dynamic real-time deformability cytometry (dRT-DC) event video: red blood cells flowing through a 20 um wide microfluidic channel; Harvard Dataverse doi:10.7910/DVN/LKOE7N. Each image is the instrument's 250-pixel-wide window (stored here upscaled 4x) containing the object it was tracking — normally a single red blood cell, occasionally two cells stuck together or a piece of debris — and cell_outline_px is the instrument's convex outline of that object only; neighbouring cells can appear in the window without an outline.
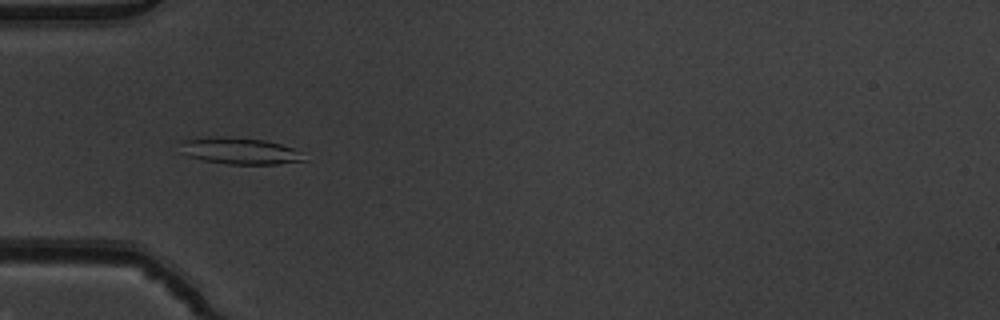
{"species": "common noctule bat (a hibernating species)", "species_latin": "Nyctalus noctula", "temperature_condition": "warm", "stored_images_in_passage": 52, "camera_frame_rate_fps": 3000, "um_per_image_px": 0.085, "animal": {"sex": "male", "body_mass_g": 19.5, "forearm_length_mm": 54.6}, "frame": {"image": 1, "passage_image": 17, "time_ms": 5.333, "image_size_px": [1000, 320], "cell_outline_px": [[308, 160], [276, 164], [228, 164], [200, 160], [188, 156], [180, 152], [184, 140], [208, 136], [228, 136], [264, 140], [280, 144], [292, 148], [300, 152]], "centroid_in_image_um": [20.36, 12.83], "position_along_channel_um": 64.6, "area_um2": 19.25}}
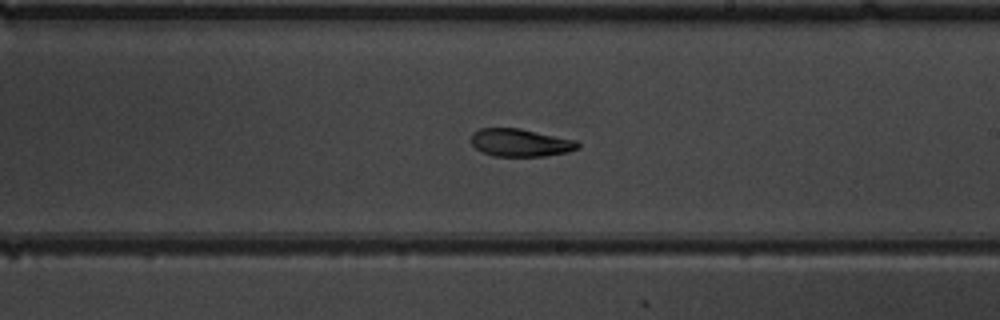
{"frame": {"image": 2, "passage_image": 31, "time_ms": 10.0, "image_size_px": [1000, 320], "cell_outline_px": [[580, 148], [568, 152], [544, 156], [492, 156], [476, 148], [472, 144], [472, 132], [480, 128], [520, 128], [576, 140], [580, 144]], "centroid_in_image_um": [44.25, 12.12], "position_along_channel_um": 244.7, "area_um2": 17.28}}
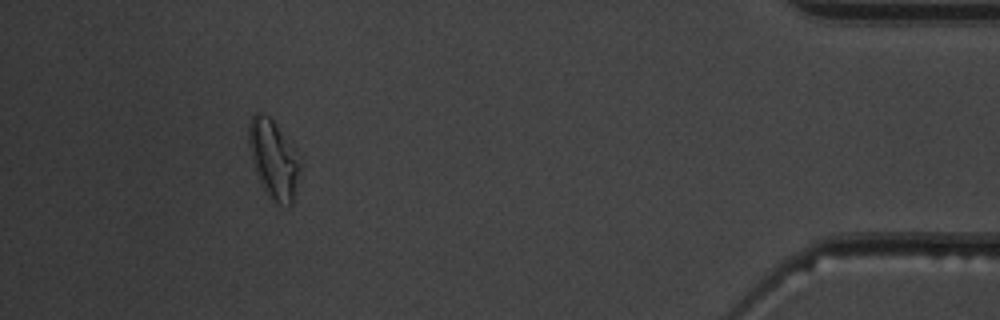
{"frame": {"image": 3, "passage_image": 48, "time_ms": 15.667, "image_size_px": [1000, 320], "cell_outline_px": [[300, 168], [292, 204], [288, 208], [276, 204], [264, 192], [260, 184], [252, 160], [248, 144], [248, 124], [252, 116], [256, 112], [260, 112], [268, 116], [272, 120]], "centroid_in_image_um": [23.16, 13.63], "position_along_channel_um": 412.0, "area_um2": 22.37}, "authors_computed_cell_mechanics": {"area_um2": 19.1318, "velocity_mm_per_s": 3.917, "shape_relaxation_time_tau1_ms": 10.2053, "shape_relaxation_time_tau2_ms": 5.7018, "deformation_change_tau1": 0.2667, "deformation_change_tau2": 0.1245}}